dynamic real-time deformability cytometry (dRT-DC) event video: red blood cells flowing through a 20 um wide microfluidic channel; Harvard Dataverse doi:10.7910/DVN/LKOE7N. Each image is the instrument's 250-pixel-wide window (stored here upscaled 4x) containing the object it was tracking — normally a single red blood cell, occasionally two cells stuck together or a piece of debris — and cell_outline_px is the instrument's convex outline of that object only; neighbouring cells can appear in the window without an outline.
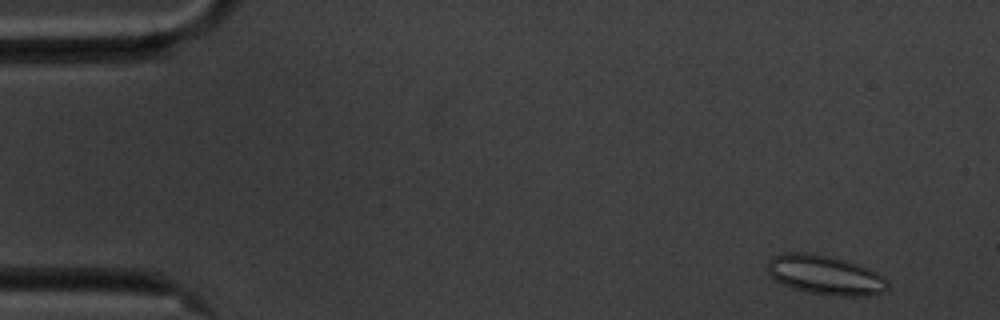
{"species": "common noctule bat (a hibernating species)", "species_latin": "Nyctalus noctula", "temperature_condition": "cold", "stored_images_in_passage": 57, "segment_of_instrument_passage": [1, 2], "camera_frame_rate_fps": 3000, "um_per_image_px": 0.085, "animal": {"sex": "male", "body_mass_g": 20.1, "forearm_length_mm": 53.5}, "frame": {"image": 1, "passage_image": 3, "time_ms": 0.667, "image_size_px": [1000, 320], "cell_outline_px": [[888, 288], [884, 292], [864, 296], [840, 296], [808, 292], [792, 288], [776, 280], [768, 272], [768, 260], [784, 252], [808, 252], [832, 256], [848, 260], [860, 264], [876, 272], [888, 280]], "centroid_in_image_um": [70.18, 23.36], "position_along_channel_um": 14.8, "area_um2": 27.69}}
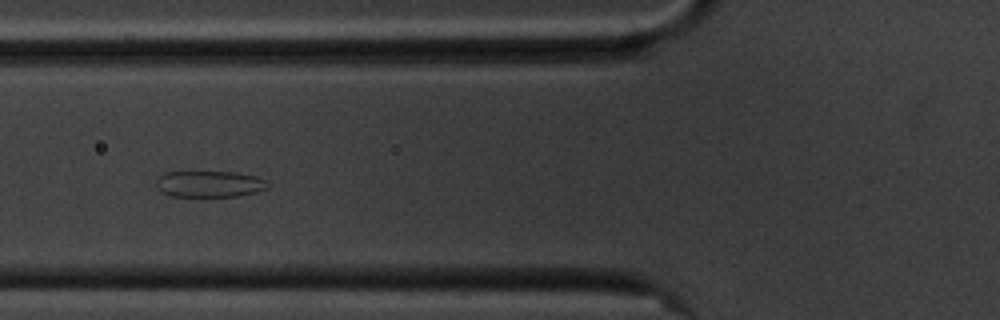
{"frame": {"image": 2, "passage_image": 20, "time_ms": 6.333, "image_size_px": [1000, 320], "cell_outline_px": [[272, 184], [268, 188], [256, 192], [240, 196], [172, 196], [160, 192], [156, 188], [156, 180], [164, 172], [236, 172], [256, 176]], "centroid_in_image_um": [17.81, 15.64], "position_along_channel_um": 108.0, "area_um2": 17.28}}
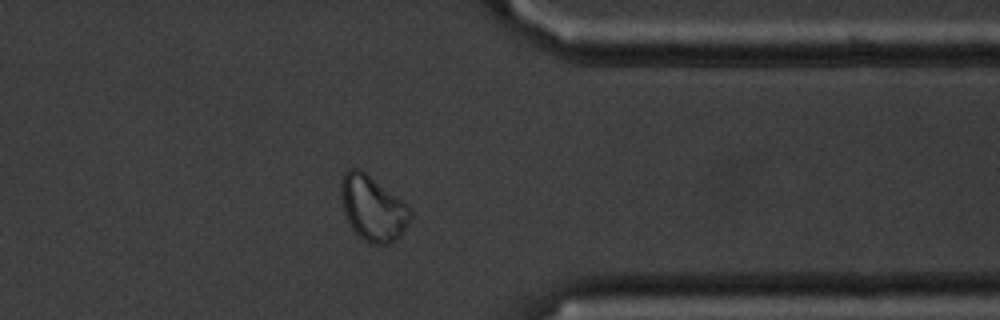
{"frame": {"image": 3, "passage_image": 44, "time_ms": 14.333, "image_size_px": [1000, 320], "cell_outline_px": [[412, 216], [400, 236], [396, 240], [388, 244], [372, 244], [364, 240], [352, 228], [344, 212], [340, 196], [340, 184], [344, 172], [348, 168], [356, 168], [364, 172], [400, 200], [412, 212]], "centroid_in_image_um": [31.65, 17.72], "position_along_channel_um": 379.8, "area_um2": 25.72}}